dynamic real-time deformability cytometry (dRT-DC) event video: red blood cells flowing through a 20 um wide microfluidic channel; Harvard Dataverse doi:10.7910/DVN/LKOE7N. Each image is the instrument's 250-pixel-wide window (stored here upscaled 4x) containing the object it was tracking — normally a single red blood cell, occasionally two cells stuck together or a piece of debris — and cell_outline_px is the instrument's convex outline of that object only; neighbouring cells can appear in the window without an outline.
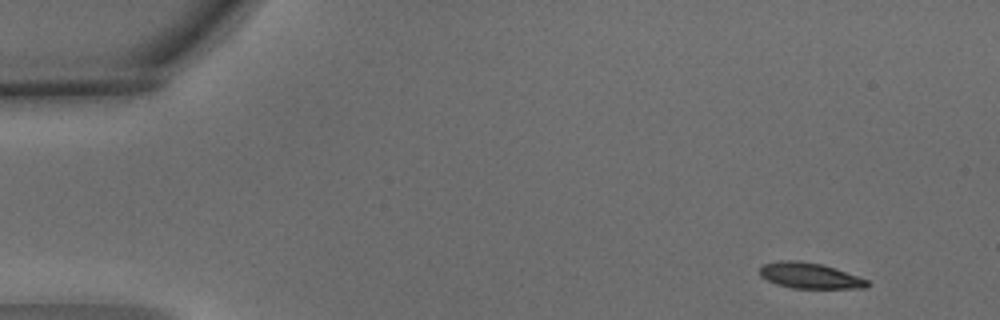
{"species": "common noctule bat (a hibernating species)", "species_latin": "Nyctalus noctula", "temperature_condition": "warm", "stored_images_in_passage": 4, "camera_frame_rate_fps": 3000, "um_per_image_px": 0.085, "animal": {"sex": "male", "body_mass_g": 15.6}, "frame": {"image": 1, "passage_image": 1, "time_ms": 0.0, "image_size_px": [1000, 320], "cell_outline_px": [[872, 284], [868, 288], [792, 288], [776, 284], [760, 276], [760, 268], [764, 264], [780, 260], [800, 260], [820, 264], [836, 268], [868, 280]], "centroid_in_image_um": [68.86, 23.43], "position_along_channel_um": 16.1, "area_um2": 16.18}}
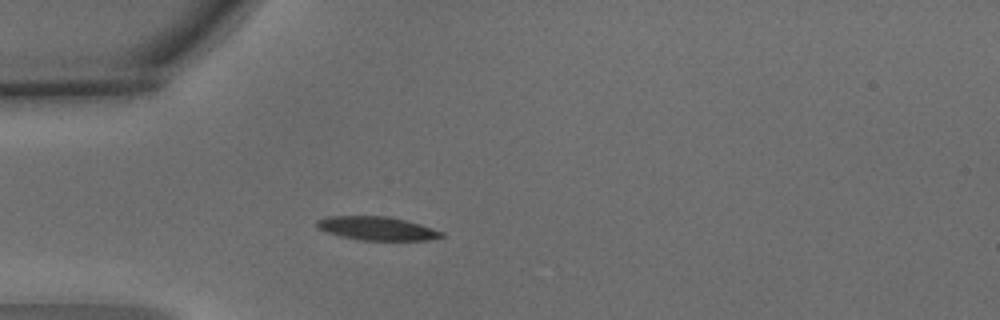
{"frame": {"image": 2, "passage_image": 4, "time_ms": 1.0, "image_size_px": [1000, 320], "cell_outline_px": [[444, 236], [428, 240], [360, 240], [340, 236], [316, 228], [316, 220], [328, 216], [388, 216], [420, 224], [444, 232]], "centroid_in_image_um": [32.02, 19.41], "position_along_channel_um": 53.0, "area_um2": 17.11}}